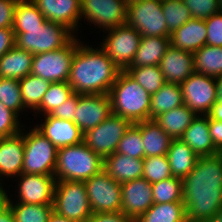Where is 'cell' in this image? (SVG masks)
I'll return each instance as SVG.
<instances>
[{
  "label": "cell",
  "mask_w": 222,
  "mask_h": 222,
  "mask_svg": "<svg viewBox=\"0 0 222 222\" xmlns=\"http://www.w3.org/2000/svg\"><path fill=\"white\" fill-rule=\"evenodd\" d=\"M183 203L187 222L218 215L222 206V155L200 156L183 179Z\"/></svg>",
  "instance_id": "obj_1"
},
{
  "label": "cell",
  "mask_w": 222,
  "mask_h": 222,
  "mask_svg": "<svg viewBox=\"0 0 222 222\" xmlns=\"http://www.w3.org/2000/svg\"><path fill=\"white\" fill-rule=\"evenodd\" d=\"M120 71L100 45L94 49L76 39V50L67 81L74 93L108 94Z\"/></svg>",
  "instance_id": "obj_2"
},
{
  "label": "cell",
  "mask_w": 222,
  "mask_h": 222,
  "mask_svg": "<svg viewBox=\"0 0 222 222\" xmlns=\"http://www.w3.org/2000/svg\"><path fill=\"white\" fill-rule=\"evenodd\" d=\"M112 114L133 124L150 120L151 95L125 70H121L108 93Z\"/></svg>",
  "instance_id": "obj_3"
},
{
  "label": "cell",
  "mask_w": 222,
  "mask_h": 222,
  "mask_svg": "<svg viewBox=\"0 0 222 222\" xmlns=\"http://www.w3.org/2000/svg\"><path fill=\"white\" fill-rule=\"evenodd\" d=\"M104 169V159L82 141L57 149L54 177L57 181L84 182Z\"/></svg>",
  "instance_id": "obj_4"
},
{
  "label": "cell",
  "mask_w": 222,
  "mask_h": 222,
  "mask_svg": "<svg viewBox=\"0 0 222 222\" xmlns=\"http://www.w3.org/2000/svg\"><path fill=\"white\" fill-rule=\"evenodd\" d=\"M14 35L15 45L34 55L58 50L76 36L61 24L48 20L41 27L25 28V32H14Z\"/></svg>",
  "instance_id": "obj_5"
},
{
  "label": "cell",
  "mask_w": 222,
  "mask_h": 222,
  "mask_svg": "<svg viewBox=\"0 0 222 222\" xmlns=\"http://www.w3.org/2000/svg\"><path fill=\"white\" fill-rule=\"evenodd\" d=\"M53 211L75 222H86L92 213L84 182H56Z\"/></svg>",
  "instance_id": "obj_6"
},
{
  "label": "cell",
  "mask_w": 222,
  "mask_h": 222,
  "mask_svg": "<svg viewBox=\"0 0 222 222\" xmlns=\"http://www.w3.org/2000/svg\"><path fill=\"white\" fill-rule=\"evenodd\" d=\"M22 173L54 175L57 148L34 127L25 133Z\"/></svg>",
  "instance_id": "obj_7"
},
{
  "label": "cell",
  "mask_w": 222,
  "mask_h": 222,
  "mask_svg": "<svg viewBox=\"0 0 222 222\" xmlns=\"http://www.w3.org/2000/svg\"><path fill=\"white\" fill-rule=\"evenodd\" d=\"M126 24L135 28L142 37H169L162 0H137L128 3Z\"/></svg>",
  "instance_id": "obj_8"
},
{
  "label": "cell",
  "mask_w": 222,
  "mask_h": 222,
  "mask_svg": "<svg viewBox=\"0 0 222 222\" xmlns=\"http://www.w3.org/2000/svg\"><path fill=\"white\" fill-rule=\"evenodd\" d=\"M133 123L111 114L99 125L83 133V142L103 159L116 152L119 141Z\"/></svg>",
  "instance_id": "obj_9"
},
{
  "label": "cell",
  "mask_w": 222,
  "mask_h": 222,
  "mask_svg": "<svg viewBox=\"0 0 222 222\" xmlns=\"http://www.w3.org/2000/svg\"><path fill=\"white\" fill-rule=\"evenodd\" d=\"M76 37L58 50L34 55L31 74L51 83L67 82L76 50Z\"/></svg>",
  "instance_id": "obj_10"
},
{
  "label": "cell",
  "mask_w": 222,
  "mask_h": 222,
  "mask_svg": "<svg viewBox=\"0 0 222 222\" xmlns=\"http://www.w3.org/2000/svg\"><path fill=\"white\" fill-rule=\"evenodd\" d=\"M92 213L121 212V183L104 169L84 181Z\"/></svg>",
  "instance_id": "obj_11"
},
{
  "label": "cell",
  "mask_w": 222,
  "mask_h": 222,
  "mask_svg": "<svg viewBox=\"0 0 222 222\" xmlns=\"http://www.w3.org/2000/svg\"><path fill=\"white\" fill-rule=\"evenodd\" d=\"M108 33L100 47L120 70H125L132 62L140 45L141 34L127 24L105 30Z\"/></svg>",
  "instance_id": "obj_12"
},
{
  "label": "cell",
  "mask_w": 222,
  "mask_h": 222,
  "mask_svg": "<svg viewBox=\"0 0 222 222\" xmlns=\"http://www.w3.org/2000/svg\"><path fill=\"white\" fill-rule=\"evenodd\" d=\"M127 4L126 0H81L80 17L104 32L126 24Z\"/></svg>",
  "instance_id": "obj_13"
},
{
  "label": "cell",
  "mask_w": 222,
  "mask_h": 222,
  "mask_svg": "<svg viewBox=\"0 0 222 222\" xmlns=\"http://www.w3.org/2000/svg\"><path fill=\"white\" fill-rule=\"evenodd\" d=\"M183 103L197 115H207L217 101L215 78L193 72L180 84Z\"/></svg>",
  "instance_id": "obj_14"
},
{
  "label": "cell",
  "mask_w": 222,
  "mask_h": 222,
  "mask_svg": "<svg viewBox=\"0 0 222 222\" xmlns=\"http://www.w3.org/2000/svg\"><path fill=\"white\" fill-rule=\"evenodd\" d=\"M18 203L53 205L57 180L54 175L26 174L17 176Z\"/></svg>",
  "instance_id": "obj_15"
},
{
  "label": "cell",
  "mask_w": 222,
  "mask_h": 222,
  "mask_svg": "<svg viewBox=\"0 0 222 222\" xmlns=\"http://www.w3.org/2000/svg\"><path fill=\"white\" fill-rule=\"evenodd\" d=\"M112 114L108 94H79L75 111V124L82 133L93 129Z\"/></svg>",
  "instance_id": "obj_16"
},
{
  "label": "cell",
  "mask_w": 222,
  "mask_h": 222,
  "mask_svg": "<svg viewBox=\"0 0 222 222\" xmlns=\"http://www.w3.org/2000/svg\"><path fill=\"white\" fill-rule=\"evenodd\" d=\"M121 212L136 221L153 204L152 184L144 178L121 183Z\"/></svg>",
  "instance_id": "obj_17"
},
{
  "label": "cell",
  "mask_w": 222,
  "mask_h": 222,
  "mask_svg": "<svg viewBox=\"0 0 222 222\" xmlns=\"http://www.w3.org/2000/svg\"><path fill=\"white\" fill-rule=\"evenodd\" d=\"M45 19L61 24L73 34L80 25L81 0H32ZM75 30V31H74Z\"/></svg>",
  "instance_id": "obj_18"
},
{
  "label": "cell",
  "mask_w": 222,
  "mask_h": 222,
  "mask_svg": "<svg viewBox=\"0 0 222 222\" xmlns=\"http://www.w3.org/2000/svg\"><path fill=\"white\" fill-rule=\"evenodd\" d=\"M43 123L34 128L44 137L48 138L59 149L66 146L76 145L83 141V133L71 120L59 119L44 115Z\"/></svg>",
  "instance_id": "obj_19"
},
{
  "label": "cell",
  "mask_w": 222,
  "mask_h": 222,
  "mask_svg": "<svg viewBox=\"0 0 222 222\" xmlns=\"http://www.w3.org/2000/svg\"><path fill=\"white\" fill-rule=\"evenodd\" d=\"M24 160V133L0 138V178H14L22 173ZM3 176V177H2ZM0 179V192L3 191Z\"/></svg>",
  "instance_id": "obj_20"
},
{
  "label": "cell",
  "mask_w": 222,
  "mask_h": 222,
  "mask_svg": "<svg viewBox=\"0 0 222 222\" xmlns=\"http://www.w3.org/2000/svg\"><path fill=\"white\" fill-rule=\"evenodd\" d=\"M159 66L165 83L180 85L194 72L193 53L170 45Z\"/></svg>",
  "instance_id": "obj_21"
},
{
  "label": "cell",
  "mask_w": 222,
  "mask_h": 222,
  "mask_svg": "<svg viewBox=\"0 0 222 222\" xmlns=\"http://www.w3.org/2000/svg\"><path fill=\"white\" fill-rule=\"evenodd\" d=\"M195 154L200 156H211L220 153L213 145L209 133V117L197 115L180 138Z\"/></svg>",
  "instance_id": "obj_22"
},
{
  "label": "cell",
  "mask_w": 222,
  "mask_h": 222,
  "mask_svg": "<svg viewBox=\"0 0 222 222\" xmlns=\"http://www.w3.org/2000/svg\"><path fill=\"white\" fill-rule=\"evenodd\" d=\"M207 27L205 20L192 18L170 35L175 48L191 53L206 45Z\"/></svg>",
  "instance_id": "obj_23"
},
{
  "label": "cell",
  "mask_w": 222,
  "mask_h": 222,
  "mask_svg": "<svg viewBox=\"0 0 222 222\" xmlns=\"http://www.w3.org/2000/svg\"><path fill=\"white\" fill-rule=\"evenodd\" d=\"M143 159H135L121 153H113L104 159V170L119 183L142 178Z\"/></svg>",
  "instance_id": "obj_24"
},
{
  "label": "cell",
  "mask_w": 222,
  "mask_h": 222,
  "mask_svg": "<svg viewBox=\"0 0 222 222\" xmlns=\"http://www.w3.org/2000/svg\"><path fill=\"white\" fill-rule=\"evenodd\" d=\"M34 54L14 45L0 58V78L20 80L31 73Z\"/></svg>",
  "instance_id": "obj_25"
},
{
  "label": "cell",
  "mask_w": 222,
  "mask_h": 222,
  "mask_svg": "<svg viewBox=\"0 0 222 222\" xmlns=\"http://www.w3.org/2000/svg\"><path fill=\"white\" fill-rule=\"evenodd\" d=\"M170 45V37H142L135 56L127 68L159 65Z\"/></svg>",
  "instance_id": "obj_26"
},
{
  "label": "cell",
  "mask_w": 222,
  "mask_h": 222,
  "mask_svg": "<svg viewBox=\"0 0 222 222\" xmlns=\"http://www.w3.org/2000/svg\"><path fill=\"white\" fill-rule=\"evenodd\" d=\"M197 114L185 104L158 115L154 121L172 139H180Z\"/></svg>",
  "instance_id": "obj_27"
},
{
  "label": "cell",
  "mask_w": 222,
  "mask_h": 222,
  "mask_svg": "<svg viewBox=\"0 0 222 222\" xmlns=\"http://www.w3.org/2000/svg\"><path fill=\"white\" fill-rule=\"evenodd\" d=\"M172 176L184 178L194 168L198 156L181 139H172L166 154Z\"/></svg>",
  "instance_id": "obj_28"
},
{
  "label": "cell",
  "mask_w": 222,
  "mask_h": 222,
  "mask_svg": "<svg viewBox=\"0 0 222 222\" xmlns=\"http://www.w3.org/2000/svg\"><path fill=\"white\" fill-rule=\"evenodd\" d=\"M144 157L166 155L172 138L154 121H141Z\"/></svg>",
  "instance_id": "obj_29"
},
{
  "label": "cell",
  "mask_w": 222,
  "mask_h": 222,
  "mask_svg": "<svg viewBox=\"0 0 222 222\" xmlns=\"http://www.w3.org/2000/svg\"><path fill=\"white\" fill-rule=\"evenodd\" d=\"M0 192V197L11 207L15 222H48L53 213V205L26 204L11 201L7 190Z\"/></svg>",
  "instance_id": "obj_30"
},
{
  "label": "cell",
  "mask_w": 222,
  "mask_h": 222,
  "mask_svg": "<svg viewBox=\"0 0 222 222\" xmlns=\"http://www.w3.org/2000/svg\"><path fill=\"white\" fill-rule=\"evenodd\" d=\"M183 104L180 85L165 83L155 94L151 95L150 120Z\"/></svg>",
  "instance_id": "obj_31"
},
{
  "label": "cell",
  "mask_w": 222,
  "mask_h": 222,
  "mask_svg": "<svg viewBox=\"0 0 222 222\" xmlns=\"http://www.w3.org/2000/svg\"><path fill=\"white\" fill-rule=\"evenodd\" d=\"M134 222H187L183 202L154 203Z\"/></svg>",
  "instance_id": "obj_32"
},
{
  "label": "cell",
  "mask_w": 222,
  "mask_h": 222,
  "mask_svg": "<svg viewBox=\"0 0 222 222\" xmlns=\"http://www.w3.org/2000/svg\"><path fill=\"white\" fill-rule=\"evenodd\" d=\"M194 72L213 78L222 75V47L204 45L193 53Z\"/></svg>",
  "instance_id": "obj_33"
},
{
  "label": "cell",
  "mask_w": 222,
  "mask_h": 222,
  "mask_svg": "<svg viewBox=\"0 0 222 222\" xmlns=\"http://www.w3.org/2000/svg\"><path fill=\"white\" fill-rule=\"evenodd\" d=\"M21 87V96L24 107L31 110H36L40 104L44 94L47 92L51 82L42 79L39 76L29 74L19 80Z\"/></svg>",
  "instance_id": "obj_34"
},
{
  "label": "cell",
  "mask_w": 222,
  "mask_h": 222,
  "mask_svg": "<svg viewBox=\"0 0 222 222\" xmlns=\"http://www.w3.org/2000/svg\"><path fill=\"white\" fill-rule=\"evenodd\" d=\"M46 21L32 0H18L14 12L13 31L25 32V28L41 27Z\"/></svg>",
  "instance_id": "obj_35"
},
{
  "label": "cell",
  "mask_w": 222,
  "mask_h": 222,
  "mask_svg": "<svg viewBox=\"0 0 222 222\" xmlns=\"http://www.w3.org/2000/svg\"><path fill=\"white\" fill-rule=\"evenodd\" d=\"M125 71L150 95L155 94L165 84L159 65L126 68Z\"/></svg>",
  "instance_id": "obj_36"
},
{
  "label": "cell",
  "mask_w": 222,
  "mask_h": 222,
  "mask_svg": "<svg viewBox=\"0 0 222 222\" xmlns=\"http://www.w3.org/2000/svg\"><path fill=\"white\" fill-rule=\"evenodd\" d=\"M154 203L183 202V180L179 177H169L152 184Z\"/></svg>",
  "instance_id": "obj_37"
},
{
  "label": "cell",
  "mask_w": 222,
  "mask_h": 222,
  "mask_svg": "<svg viewBox=\"0 0 222 222\" xmlns=\"http://www.w3.org/2000/svg\"><path fill=\"white\" fill-rule=\"evenodd\" d=\"M74 94L68 82L51 83L47 92L44 94L40 106L35 110L43 115H48L55 108L63 104Z\"/></svg>",
  "instance_id": "obj_38"
},
{
  "label": "cell",
  "mask_w": 222,
  "mask_h": 222,
  "mask_svg": "<svg viewBox=\"0 0 222 222\" xmlns=\"http://www.w3.org/2000/svg\"><path fill=\"white\" fill-rule=\"evenodd\" d=\"M162 11L169 30V37L172 32L192 19L190 11L183 0H162Z\"/></svg>",
  "instance_id": "obj_39"
},
{
  "label": "cell",
  "mask_w": 222,
  "mask_h": 222,
  "mask_svg": "<svg viewBox=\"0 0 222 222\" xmlns=\"http://www.w3.org/2000/svg\"><path fill=\"white\" fill-rule=\"evenodd\" d=\"M116 152L135 159L144 158V144L141 137V122L134 123L130 126L125 135L119 141Z\"/></svg>",
  "instance_id": "obj_40"
},
{
  "label": "cell",
  "mask_w": 222,
  "mask_h": 222,
  "mask_svg": "<svg viewBox=\"0 0 222 222\" xmlns=\"http://www.w3.org/2000/svg\"><path fill=\"white\" fill-rule=\"evenodd\" d=\"M0 102L18 116L25 111L19 80L0 78Z\"/></svg>",
  "instance_id": "obj_41"
},
{
  "label": "cell",
  "mask_w": 222,
  "mask_h": 222,
  "mask_svg": "<svg viewBox=\"0 0 222 222\" xmlns=\"http://www.w3.org/2000/svg\"><path fill=\"white\" fill-rule=\"evenodd\" d=\"M143 175L151 184L172 177L170 164L166 155L143 158Z\"/></svg>",
  "instance_id": "obj_42"
},
{
  "label": "cell",
  "mask_w": 222,
  "mask_h": 222,
  "mask_svg": "<svg viewBox=\"0 0 222 222\" xmlns=\"http://www.w3.org/2000/svg\"><path fill=\"white\" fill-rule=\"evenodd\" d=\"M192 18L205 20L213 14L219 13L221 7L218 0H183Z\"/></svg>",
  "instance_id": "obj_43"
},
{
  "label": "cell",
  "mask_w": 222,
  "mask_h": 222,
  "mask_svg": "<svg viewBox=\"0 0 222 222\" xmlns=\"http://www.w3.org/2000/svg\"><path fill=\"white\" fill-rule=\"evenodd\" d=\"M19 116L0 102V138L11 137L22 130Z\"/></svg>",
  "instance_id": "obj_44"
},
{
  "label": "cell",
  "mask_w": 222,
  "mask_h": 222,
  "mask_svg": "<svg viewBox=\"0 0 222 222\" xmlns=\"http://www.w3.org/2000/svg\"><path fill=\"white\" fill-rule=\"evenodd\" d=\"M207 27L206 45L222 47V11L205 19Z\"/></svg>",
  "instance_id": "obj_45"
},
{
  "label": "cell",
  "mask_w": 222,
  "mask_h": 222,
  "mask_svg": "<svg viewBox=\"0 0 222 222\" xmlns=\"http://www.w3.org/2000/svg\"><path fill=\"white\" fill-rule=\"evenodd\" d=\"M78 100L79 94L74 93L63 104L52 110L49 115L59 119L71 120L75 123V111L77 108Z\"/></svg>",
  "instance_id": "obj_46"
},
{
  "label": "cell",
  "mask_w": 222,
  "mask_h": 222,
  "mask_svg": "<svg viewBox=\"0 0 222 222\" xmlns=\"http://www.w3.org/2000/svg\"><path fill=\"white\" fill-rule=\"evenodd\" d=\"M17 1L18 0H0V28L13 27Z\"/></svg>",
  "instance_id": "obj_47"
},
{
  "label": "cell",
  "mask_w": 222,
  "mask_h": 222,
  "mask_svg": "<svg viewBox=\"0 0 222 222\" xmlns=\"http://www.w3.org/2000/svg\"><path fill=\"white\" fill-rule=\"evenodd\" d=\"M86 222H134L123 212L94 213Z\"/></svg>",
  "instance_id": "obj_48"
},
{
  "label": "cell",
  "mask_w": 222,
  "mask_h": 222,
  "mask_svg": "<svg viewBox=\"0 0 222 222\" xmlns=\"http://www.w3.org/2000/svg\"><path fill=\"white\" fill-rule=\"evenodd\" d=\"M15 45L13 28H0V58Z\"/></svg>",
  "instance_id": "obj_49"
},
{
  "label": "cell",
  "mask_w": 222,
  "mask_h": 222,
  "mask_svg": "<svg viewBox=\"0 0 222 222\" xmlns=\"http://www.w3.org/2000/svg\"><path fill=\"white\" fill-rule=\"evenodd\" d=\"M209 133L214 147L222 151V122L209 118Z\"/></svg>",
  "instance_id": "obj_50"
},
{
  "label": "cell",
  "mask_w": 222,
  "mask_h": 222,
  "mask_svg": "<svg viewBox=\"0 0 222 222\" xmlns=\"http://www.w3.org/2000/svg\"><path fill=\"white\" fill-rule=\"evenodd\" d=\"M0 222H15L11 207L0 197Z\"/></svg>",
  "instance_id": "obj_51"
},
{
  "label": "cell",
  "mask_w": 222,
  "mask_h": 222,
  "mask_svg": "<svg viewBox=\"0 0 222 222\" xmlns=\"http://www.w3.org/2000/svg\"><path fill=\"white\" fill-rule=\"evenodd\" d=\"M207 116L213 120H218L222 122V102L216 101Z\"/></svg>",
  "instance_id": "obj_52"
},
{
  "label": "cell",
  "mask_w": 222,
  "mask_h": 222,
  "mask_svg": "<svg viewBox=\"0 0 222 222\" xmlns=\"http://www.w3.org/2000/svg\"><path fill=\"white\" fill-rule=\"evenodd\" d=\"M217 101L222 102V75L215 78Z\"/></svg>",
  "instance_id": "obj_53"
},
{
  "label": "cell",
  "mask_w": 222,
  "mask_h": 222,
  "mask_svg": "<svg viewBox=\"0 0 222 222\" xmlns=\"http://www.w3.org/2000/svg\"><path fill=\"white\" fill-rule=\"evenodd\" d=\"M48 222H75V221H72L66 217L60 216L53 211V213L49 217Z\"/></svg>",
  "instance_id": "obj_54"
},
{
  "label": "cell",
  "mask_w": 222,
  "mask_h": 222,
  "mask_svg": "<svg viewBox=\"0 0 222 222\" xmlns=\"http://www.w3.org/2000/svg\"><path fill=\"white\" fill-rule=\"evenodd\" d=\"M199 222H222V219L218 215H215L209 219H204Z\"/></svg>",
  "instance_id": "obj_55"
},
{
  "label": "cell",
  "mask_w": 222,
  "mask_h": 222,
  "mask_svg": "<svg viewBox=\"0 0 222 222\" xmlns=\"http://www.w3.org/2000/svg\"><path fill=\"white\" fill-rule=\"evenodd\" d=\"M218 216L222 219V206H221V208L219 209Z\"/></svg>",
  "instance_id": "obj_56"
},
{
  "label": "cell",
  "mask_w": 222,
  "mask_h": 222,
  "mask_svg": "<svg viewBox=\"0 0 222 222\" xmlns=\"http://www.w3.org/2000/svg\"><path fill=\"white\" fill-rule=\"evenodd\" d=\"M220 7H222V0H218Z\"/></svg>",
  "instance_id": "obj_57"
},
{
  "label": "cell",
  "mask_w": 222,
  "mask_h": 222,
  "mask_svg": "<svg viewBox=\"0 0 222 222\" xmlns=\"http://www.w3.org/2000/svg\"><path fill=\"white\" fill-rule=\"evenodd\" d=\"M127 3L133 2V1H137V0H126Z\"/></svg>",
  "instance_id": "obj_58"
}]
</instances>
